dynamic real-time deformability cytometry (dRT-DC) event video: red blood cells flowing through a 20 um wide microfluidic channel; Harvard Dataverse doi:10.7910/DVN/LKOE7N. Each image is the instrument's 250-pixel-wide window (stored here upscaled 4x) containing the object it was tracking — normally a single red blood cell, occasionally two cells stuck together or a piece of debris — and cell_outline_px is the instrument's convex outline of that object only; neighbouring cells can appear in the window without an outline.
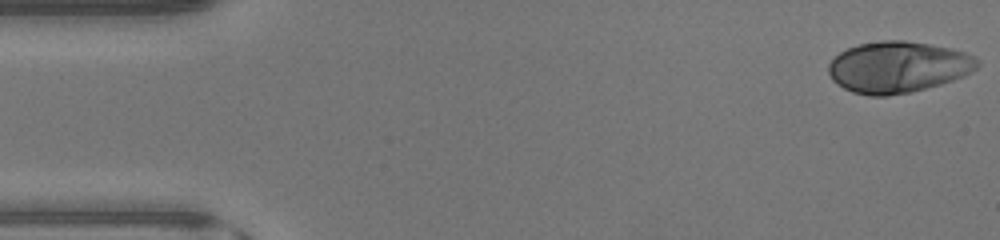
{"species": "human", "species_latin": "Homo sapiens", "temperature_condition": "warm", "stored_images_in_passage": 46, "camera_frame_rate_fps": 3000, "um_per_image_px": 0.085, "donor": {"sex": "male"}, "frame": {"image": 1, "passage_image": 1, "time_ms": 0.0, "image_size_px": [1000, 240], "cell_outline_px": [[980, 64], [976, 68], [964, 76], [940, 84], [912, 92], [888, 96], [868, 96], [852, 92], [844, 88], [832, 80], [828, 72], [828, 64], [840, 52], [848, 48], [860, 44], [880, 40], [904, 40], [928, 44], [948, 48], [964, 52], [980, 60]], "centroid_in_image_um": [76.31, 5.71], "position_along_channel_um": 8.7, "area_um2": 44.45}}
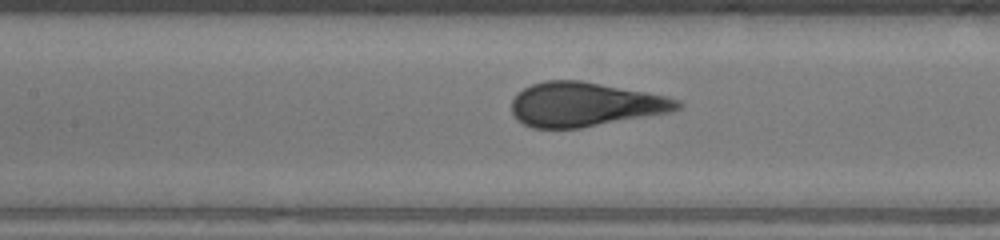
{"frame": {"image": 2, "passage_image": 20, "time_ms": 6.333, "image_size_px": [1000, 240], "cell_outline_px": [[684, 104], [680, 108], [672, 112], [580, 128], [532, 128], [524, 124], [512, 112], [512, 100], [524, 88], [532, 84], [544, 80], [580, 80], [644, 92], [664, 96], [680, 100]], "centroid_in_image_um": [49.74, 8.88], "position_along_channel_um": 157.7, "area_um2": 42.43}}
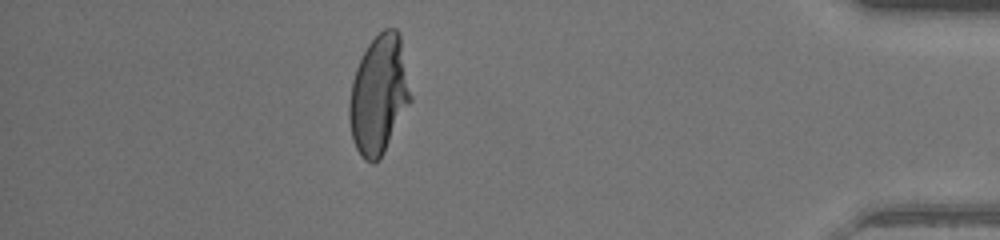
{"frame": {"image": 3, "passage_image": 40, "time_ms": 13.0, "image_size_px": [1000, 240], "cell_outline_px": [[412, 100], [380, 160], [372, 164], [364, 160], [360, 156], [352, 140], [348, 116], [348, 104], [352, 80], [356, 68], [368, 44], [384, 28], [396, 28], [400, 32], [412, 96]], "centroid_in_image_um": [32.2, 8.08], "position_along_channel_um": 403.0, "area_um2": 42.95}, "authors_computed_cell_mechanics": {"area_um2": 42.8587, "velocity_mm_per_s": 4.4564, "shape_relaxation_time_tau1_ms": 4.8159, "shape_relaxation_time_tau2_ms": null, "deformation_change_tau1": 0.2525, "deformation_change_tau2": null}}